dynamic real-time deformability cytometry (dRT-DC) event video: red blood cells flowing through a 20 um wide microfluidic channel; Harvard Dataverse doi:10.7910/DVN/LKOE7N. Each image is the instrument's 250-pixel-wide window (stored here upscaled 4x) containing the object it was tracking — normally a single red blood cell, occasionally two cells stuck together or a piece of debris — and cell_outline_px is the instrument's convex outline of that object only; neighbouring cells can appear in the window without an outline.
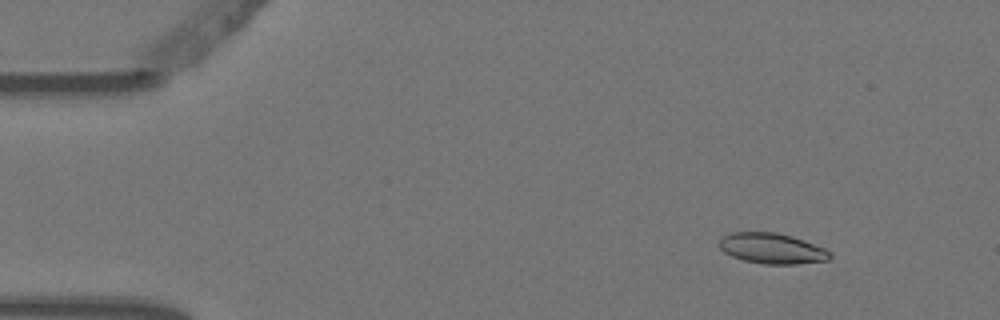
{"species": "Egyptian fruit bat (a non-hibernating species)", "species_latin": "Rousettus aegyptiacus", "temperature_condition": "warm", "stored_images_in_passage": 4, "camera_frame_rate_fps": 3000, "um_per_image_px": 0.085, "animal": {"sex": "female"}, "frame": {"image": 1, "passage_image": 2, "time_ms": 0.333, "image_size_px": [1000, 320], "cell_outline_px": [[832, 256], [828, 260], [796, 264], [764, 264], [744, 260], [732, 256], [724, 252], [720, 248], [720, 236], [732, 232], [776, 232], [792, 236], [804, 240], [824, 248], [832, 252]], "centroid_in_image_um": [65.62, 21.11], "position_along_channel_um": 19.4, "area_um2": 19.77}}
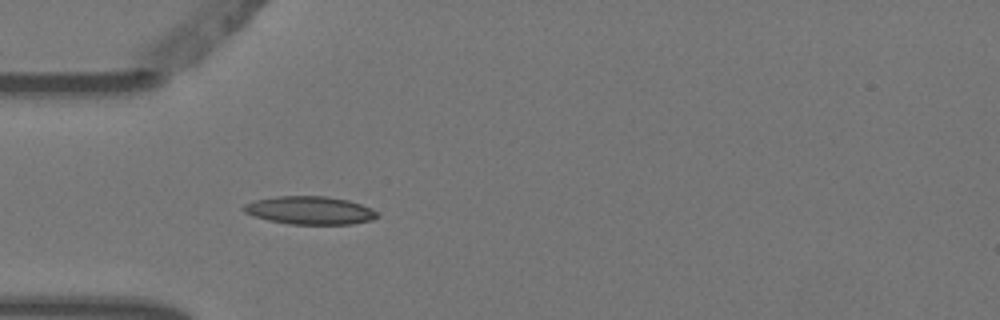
{"frame": {"image": 2, "passage_image": 4, "time_ms": 1.0, "image_size_px": [1000, 320], "cell_outline_px": [[380, 216], [372, 220], [352, 224], [288, 224], [268, 220], [252, 216], [244, 212], [240, 208], [244, 204], [256, 200], [276, 196], [328, 196], [348, 200], [372, 208]], "centroid_in_image_um": [26.32, 17.88], "position_along_channel_um": 58.7, "area_um2": 22.02}}